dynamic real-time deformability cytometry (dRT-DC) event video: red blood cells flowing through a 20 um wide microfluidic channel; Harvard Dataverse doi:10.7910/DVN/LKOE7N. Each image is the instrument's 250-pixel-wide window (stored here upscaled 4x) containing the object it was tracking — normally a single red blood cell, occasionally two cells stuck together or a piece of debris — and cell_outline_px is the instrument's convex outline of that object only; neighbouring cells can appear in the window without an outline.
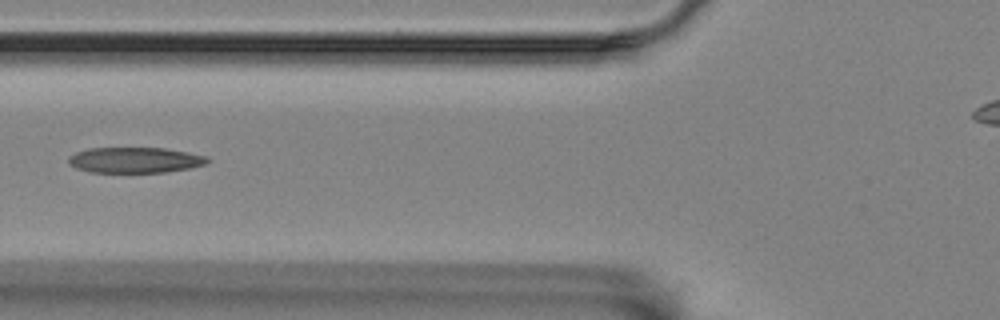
{"species": "Egyptian fruit bat (a non-hibernating species)", "species_latin": "Rousettus aegyptiacus", "temperature_condition": "room temperature", "stored_images_in_passage": 3, "camera_frame_rate_fps": 3000, "um_per_image_px": 0.085, "animal": {"sex": "female"}, "frame": {"image": 1, "passage_image": 3, "time_ms": 0.667, "image_size_px": [1000, 320], "cell_outline_px": [[208, 160], [204, 164], [188, 168], [164, 172], [92, 172], [76, 168], [68, 164], [68, 156], [76, 152], [88, 148], [164, 148], [208, 156]], "centroid_in_image_um": [11.42, 13.6], "position_along_channel_um": 114.4, "area_um2": 20.58}}